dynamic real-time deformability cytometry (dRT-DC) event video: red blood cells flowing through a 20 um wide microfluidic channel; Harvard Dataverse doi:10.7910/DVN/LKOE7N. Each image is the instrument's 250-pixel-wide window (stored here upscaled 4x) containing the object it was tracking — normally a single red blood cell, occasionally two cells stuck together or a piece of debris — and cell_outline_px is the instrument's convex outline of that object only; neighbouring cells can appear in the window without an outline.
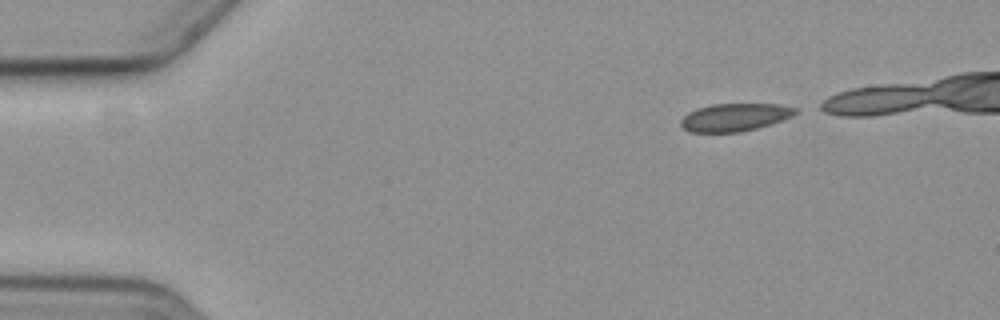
{"species": "common noctule bat (a hibernating species)", "species_latin": "Nyctalus noctula", "temperature_condition": "cold", "stored_images_in_passage": 7, "camera_frame_rate_fps": 3000, "um_per_image_px": 0.085, "animal": {"sex": "female", "body_mass_g": 19.3, "forearm_length_mm": 54.1}, "frame": {"image": 1, "passage_image": 1, "time_ms": 0.0, "image_size_px": [1000, 320], "cell_outline_px": [[796, 112], [792, 116], [772, 124], [740, 132], [692, 132], [684, 128], [680, 124], [680, 120], [688, 112], [696, 108], [712, 104], [780, 104], [796, 108]], "centroid_in_image_um": [62.44, 9.96], "position_along_channel_um": 22.6, "area_um2": 18.5}}
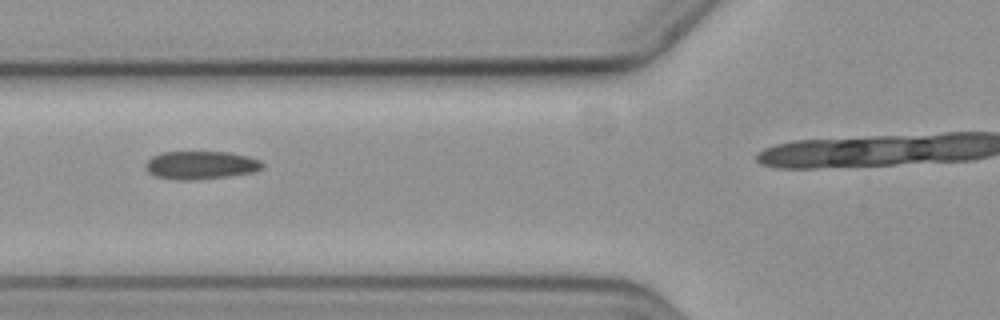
{"frame": {"image": 2, "passage_image": 6, "time_ms": 6.667, "image_size_px": [1000, 320], "cell_outline_px": [[264, 168], [256, 172], [228, 176], [188, 180], [180, 180], [156, 176], [148, 172], [144, 168], [144, 164], [152, 156], [160, 152], [228, 152], [248, 156], [260, 160], [264, 164]], "centroid_in_image_um": [17.08, 14.03], "position_along_channel_um": 108.7, "area_um2": 19.25}}